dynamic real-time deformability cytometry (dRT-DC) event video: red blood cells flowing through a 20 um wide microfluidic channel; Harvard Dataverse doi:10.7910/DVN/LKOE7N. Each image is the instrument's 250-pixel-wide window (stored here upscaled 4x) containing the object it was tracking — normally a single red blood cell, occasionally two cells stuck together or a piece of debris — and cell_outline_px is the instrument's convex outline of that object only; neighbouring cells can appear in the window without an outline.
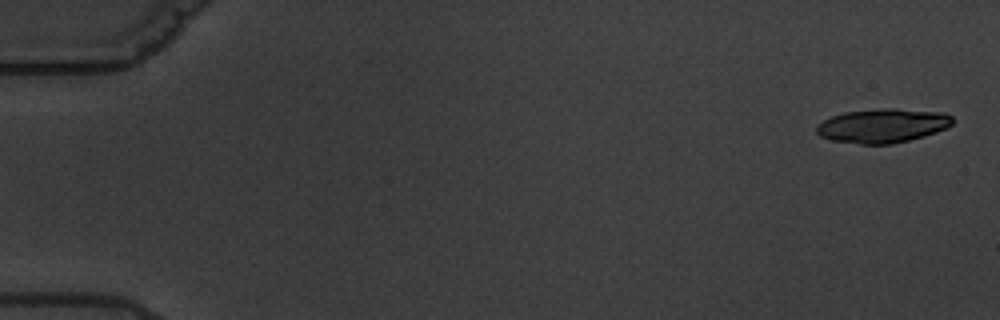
{"species": "common noctule bat (a hibernating species)", "species_latin": "Nyctalus noctula", "temperature_condition": "warm", "stored_images_in_passage": 6, "camera_frame_rate_fps": 3000, "um_per_image_px": 0.085, "animal": {"sex": "male", "body_mass_g": 19.5, "forearm_length_mm": 54.6}, "frame": {"image": 1, "passage_image": 1, "time_ms": 0.0, "image_size_px": [1000, 320], "cell_outline_px": [[956, 120], [952, 124], [936, 132], [924, 136], [892, 144], [860, 144], [832, 140], [820, 136], [816, 132], [816, 124], [832, 116], [844, 112], [884, 108], [896, 108], [944, 112], [952, 116]], "centroid_in_image_um": [75.04, 10.67], "position_along_channel_um": 10.0, "area_um2": 27.11}}
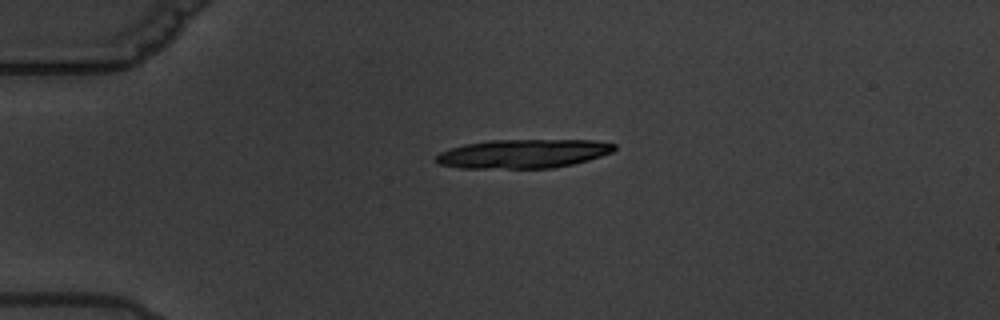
{"frame": {"image": 2, "passage_image": 4, "time_ms": 4.333, "image_size_px": [1000, 320], "cell_outline_px": [[616, 148], [612, 152], [588, 160], [572, 164], [552, 168], [460, 168], [440, 164], [436, 160], [436, 156], [440, 152], [464, 144], [488, 140], [596, 140], [616, 144]], "centroid_in_image_um": [44.49, 13.06], "position_along_channel_um": 40.5, "area_um2": 29.94}}
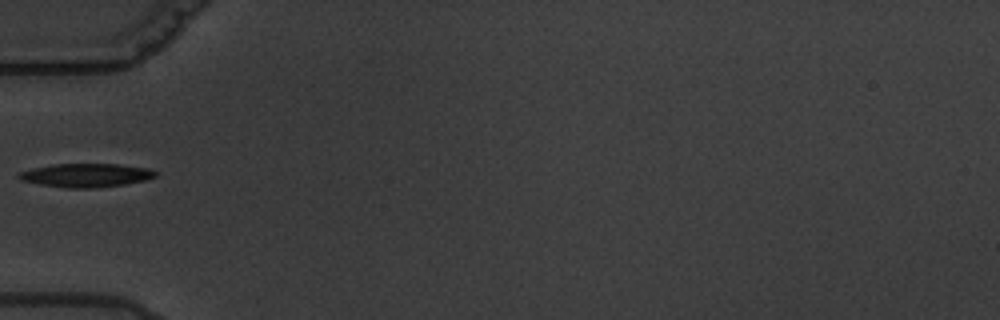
{"frame": {"image": 3, "passage_image": 6, "time_ms": 6.667, "image_size_px": [1000, 320], "cell_outline_px": [[156, 176], [148, 180], [124, 184], [92, 188], [68, 188], [40, 184], [20, 180], [16, 176], [20, 172], [32, 168], [52, 164], [116, 164], [148, 168], [156, 172]], "centroid_in_image_um": [7.3, 14.89], "position_along_channel_um": 77.7, "area_um2": 18.73}}